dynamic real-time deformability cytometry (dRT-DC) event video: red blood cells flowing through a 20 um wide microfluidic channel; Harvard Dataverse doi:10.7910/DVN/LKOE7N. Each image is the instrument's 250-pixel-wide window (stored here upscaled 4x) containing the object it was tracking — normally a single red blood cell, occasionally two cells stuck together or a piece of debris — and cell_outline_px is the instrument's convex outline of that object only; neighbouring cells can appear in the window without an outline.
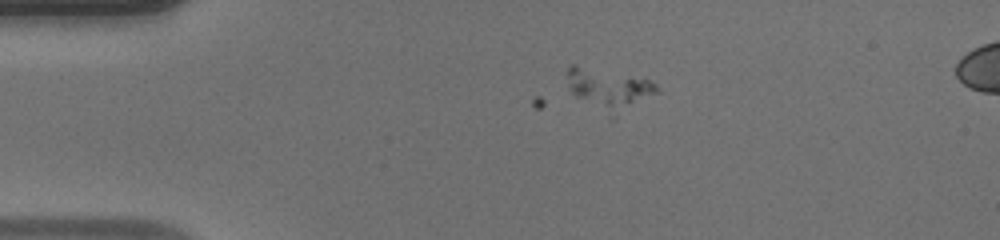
{"species": "human", "species_latin": "Homo sapiens", "temperature_condition": "warm", "stored_images_in_passage": 53, "camera_frame_rate_fps": 3000, "um_per_image_px": 0.085, "donor": {"sex": "male"}, "frame": {"image": 1, "passage_image": 12, "time_ms": 3.667, "image_size_px": [1000, 240], "cell_outline_px": [[660, 92], [612, 120], [576, 96], [568, 88], [564, 72], [572, 64], [576, 64], [652, 80], [656, 84]], "centroid_in_image_um": [51.75, 7.6], "position_along_channel_um": 33.2, "area_um2": 22.25}}
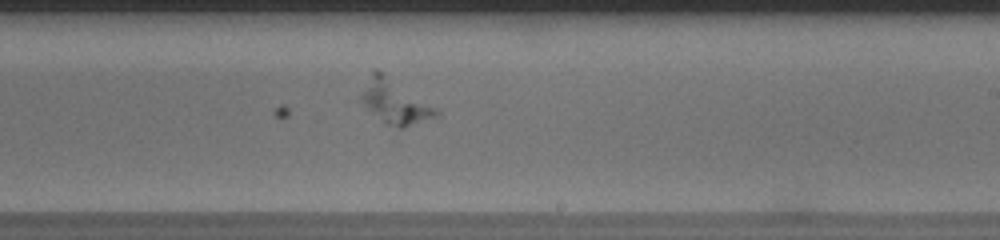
{"frame": {"image": 2, "passage_image": 32, "time_ms": 10.333, "image_size_px": [1000, 240], "cell_outline_px": [[440, 116], [404, 128], [400, 128], [384, 124], [364, 104], [360, 96], [372, 68], [376, 68], [440, 108]], "centroid_in_image_um": [33.64, 8.66], "position_along_channel_um": 255.4, "area_um2": 19.59}}
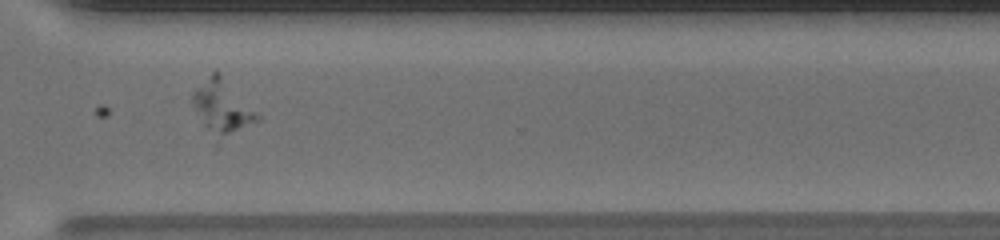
{"frame": {"image": 3, "passage_image": 39, "time_ms": 12.667, "image_size_px": [1000, 240], "cell_outline_px": [[260, 120], [228, 132], [220, 132], [208, 128], [204, 124], [192, 108], [192, 96], [196, 88], [216, 68], [260, 112]], "centroid_in_image_um": [18.92, 8.9], "position_along_channel_um": 351.7, "area_um2": 19.19}}